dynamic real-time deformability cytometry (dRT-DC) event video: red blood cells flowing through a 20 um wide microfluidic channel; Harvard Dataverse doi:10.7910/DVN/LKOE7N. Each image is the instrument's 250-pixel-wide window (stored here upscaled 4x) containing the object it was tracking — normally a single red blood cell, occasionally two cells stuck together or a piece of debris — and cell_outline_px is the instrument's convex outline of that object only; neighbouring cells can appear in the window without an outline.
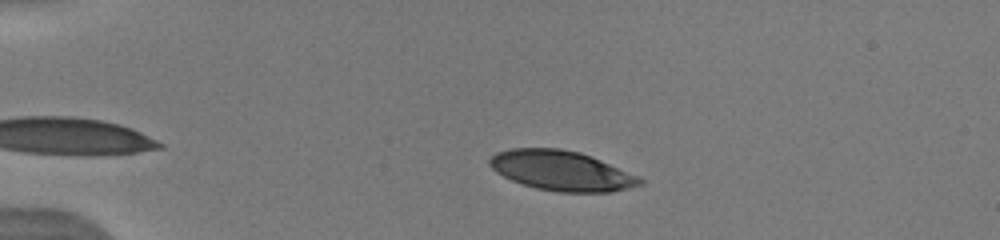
{"species": "human", "species_latin": "Homo sapiens", "temperature_condition": "warm", "stored_images_in_passage": 22, "camera_frame_rate_fps": 3000, "um_per_image_px": 0.085, "donor": {"sex": "male"}, "frame": {"image": 1, "passage_image": 5, "time_ms": 1.667, "image_size_px": [1000, 240], "cell_outline_px": [[644, 184], [612, 192], [560, 192], [536, 188], [512, 180], [496, 172], [488, 164], [488, 160], [496, 152], [512, 148], [560, 148], [580, 152], [592, 156], [640, 176], [644, 180]], "centroid_in_image_um": [47.76, 14.5], "position_along_channel_um": 37.2, "area_um2": 35.08}}
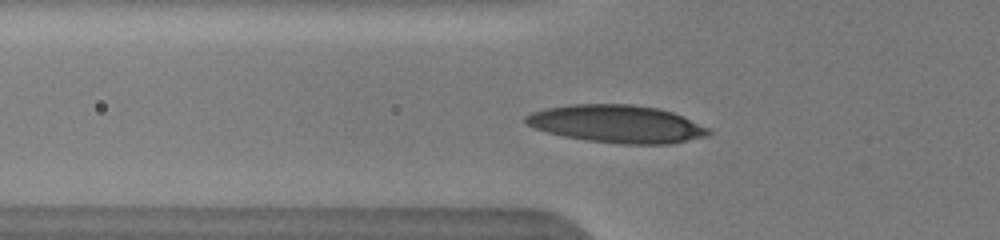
{"frame": {"image": 2, "passage_image": 11, "time_ms": 4.0, "image_size_px": [1000, 240], "cell_outline_px": [[712, 132], [708, 136], [668, 144], [624, 144], [588, 140], [564, 136], [548, 132], [536, 128], [528, 124], [524, 120], [524, 116], [532, 112], [544, 108], [568, 104], [632, 104], [660, 108], [684, 116], [708, 128]], "centroid_in_image_um": [52.45, 10.52], "position_along_channel_um": 73.4, "area_um2": 40.17}}